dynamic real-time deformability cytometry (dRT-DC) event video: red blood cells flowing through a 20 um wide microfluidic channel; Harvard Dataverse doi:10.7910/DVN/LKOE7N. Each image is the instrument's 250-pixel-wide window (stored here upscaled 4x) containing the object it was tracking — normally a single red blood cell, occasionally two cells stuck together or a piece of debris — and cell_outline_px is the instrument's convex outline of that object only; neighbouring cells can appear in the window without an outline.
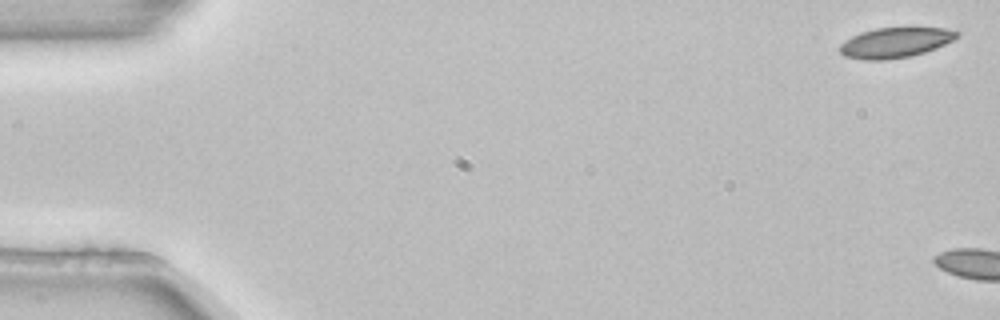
{"species": "common noctule bat (a hibernating species)", "species_latin": "Nyctalus noctula", "temperature_condition": "room temperature", "stored_images_in_passage": 6, "camera_frame_rate_fps": 3000, "um_per_image_px": 0.085, "animal": {"sex": "female", "body_mass_g": 22.7, "forearm_length_mm": 54.2}, "frame": {"image": 1, "passage_image": 1, "time_ms": 0.0, "image_size_px": [1000, 320], "cell_outline_px": [[960, 36], [936, 48], [912, 56], [884, 60], [864, 60], [844, 56], [840, 52], [840, 44], [844, 40], [860, 32], [876, 28], [956, 28], [960, 32]], "centroid_in_image_um": [76.12, 3.61], "position_along_channel_um": 8.9, "area_um2": 20.75}}